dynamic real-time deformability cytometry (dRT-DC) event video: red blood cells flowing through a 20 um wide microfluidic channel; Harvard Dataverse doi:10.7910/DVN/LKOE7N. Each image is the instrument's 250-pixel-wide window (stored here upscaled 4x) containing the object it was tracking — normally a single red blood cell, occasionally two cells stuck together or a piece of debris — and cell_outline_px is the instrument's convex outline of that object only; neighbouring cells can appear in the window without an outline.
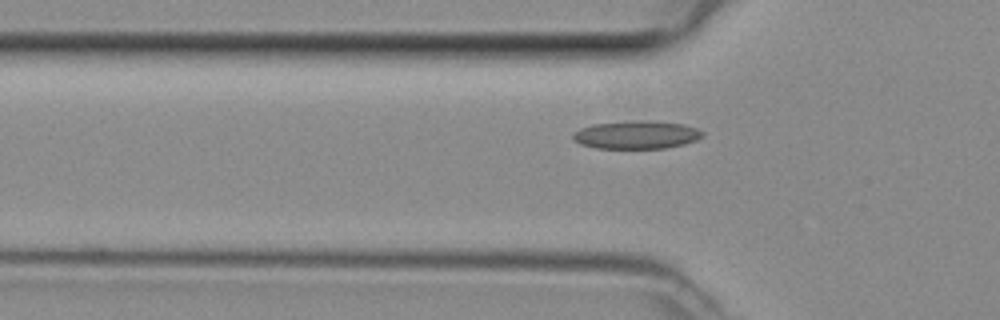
{"species": "common noctule bat (a hibernating species)", "species_latin": "Nyctalus noctula", "temperature_condition": "room temperature", "stored_images_in_passage": 35, "camera_frame_rate_fps": 3000, "um_per_image_px": 0.085, "animal": {"sex": "female", "body_mass_g": 29.2, "forearm_length_mm": 56.3}, "frame": {"image": 1, "passage_image": 3, "time_ms": 0.667, "image_size_px": [1000, 320], "cell_outline_px": [[704, 136], [696, 140], [684, 144], [664, 148], [596, 148], [580, 144], [572, 140], [572, 132], [580, 128], [592, 124], [640, 120], [652, 120], [684, 124], [696, 128], [704, 132]], "centroid_in_image_um": [54.09, 11.45], "position_along_channel_um": 71.7, "area_um2": 21.39}}
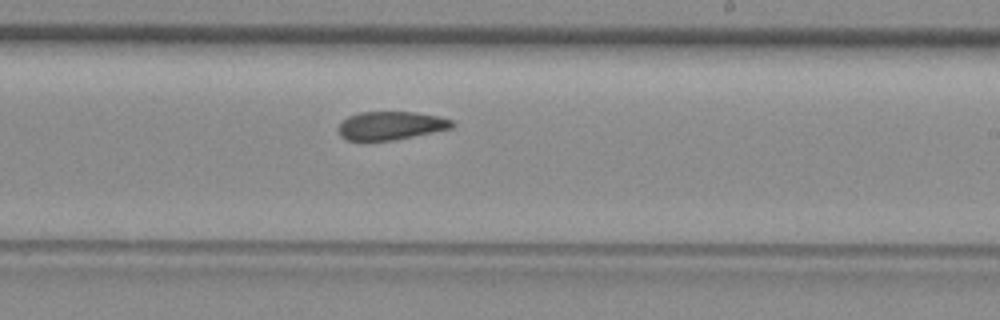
{"frame": {"image": 2, "passage_image": 16, "time_ms": 5.0, "image_size_px": [1000, 320], "cell_outline_px": [[456, 124], [452, 128], [392, 140], [348, 140], [340, 136], [340, 124], [348, 116], [360, 112], [416, 112], [440, 116], [452, 120]], "centroid_in_image_um": [33.26, 10.66], "position_along_channel_um": 255.7, "area_um2": 18.55}}
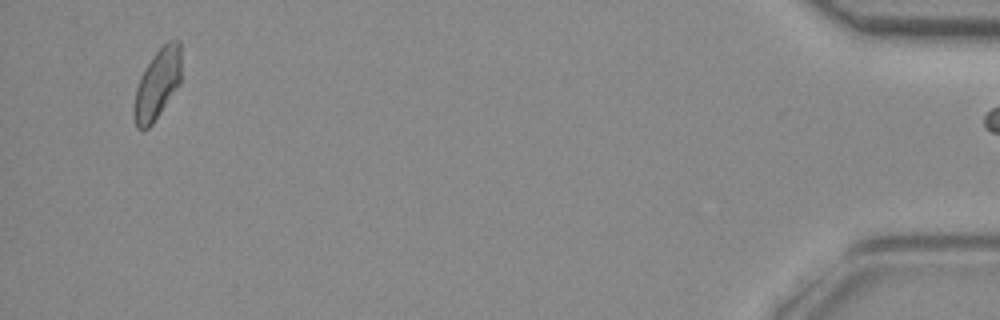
{"frame": {"image": 3, "passage_image": 34, "time_ms": 11.0, "image_size_px": [1000, 320], "cell_outline_px": [[180, 84], [152, 124], [148, 128], [136, 128], [136, 88], [140, 76], [156, 52], [168, 40], [180, 40]], "centroid_in_image_um": [13.42, 7.1], "position_along_channel_um": 421.8, "area_um2": 18.55}}